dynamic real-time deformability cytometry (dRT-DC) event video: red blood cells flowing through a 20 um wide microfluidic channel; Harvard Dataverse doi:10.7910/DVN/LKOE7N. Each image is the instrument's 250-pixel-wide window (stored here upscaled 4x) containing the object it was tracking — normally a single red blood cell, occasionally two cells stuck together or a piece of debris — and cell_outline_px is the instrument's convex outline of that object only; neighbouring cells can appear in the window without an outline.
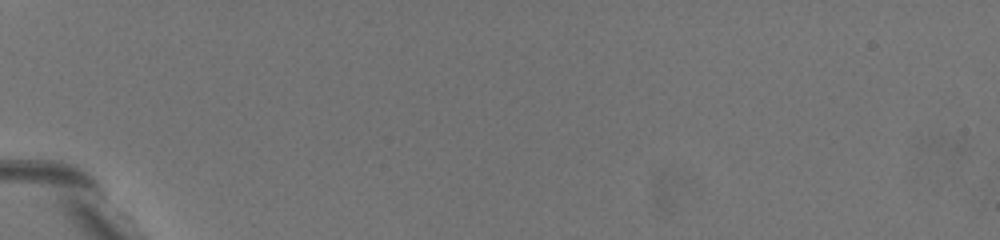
{"species": "common noctule bat (a hibernating species)", "species_latin": "Nyctalus noctula", "temperature_condition": "warm", "stored_images_in_passage": 2, "camera_frame_rate_fps": 3000, "um_per_image_px": 0.085, "animal": {"sex": "female", "body_mass_g": 19.5, "forearm_length_mm": 54.1}, "frame": {"image": 1, "passage_image": 1, "time_ms": 0.0, "image_size_px": [1000, 240], "cell_outline_px": [[184, 216], [176, 212], [152, 196], [116, 160], [96, 136], [96, 132], [120, 140], [128, 144], [140, 152], [156, 168], [184, 208]], "centroid_in_image_um": [12.06, 14.58], "position_along_channel_um": 72.9, "area_um2": 14.28}}